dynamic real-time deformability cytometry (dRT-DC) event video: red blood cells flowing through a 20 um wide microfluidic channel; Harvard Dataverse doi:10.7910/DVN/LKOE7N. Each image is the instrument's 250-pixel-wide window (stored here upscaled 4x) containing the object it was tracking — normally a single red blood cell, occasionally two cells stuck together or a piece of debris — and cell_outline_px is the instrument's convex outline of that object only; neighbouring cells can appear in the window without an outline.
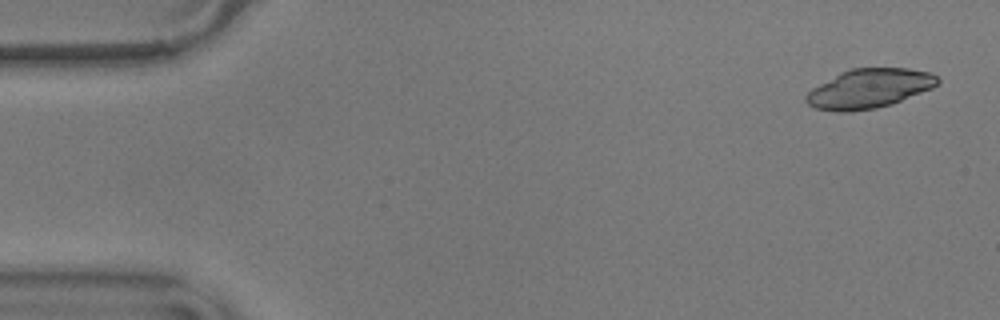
{"species": "common noctule bat (a hibernating species)", "species_latin": "Nyctalus noctula", "temperature_condition": "warm", "stored_images_in_passage": 56, "camera_frame_rate_fps": 3000, "um_per_image_px": 0.085, "animal": {"sex": "male", "body_mass_g": 17.9}, "frame": {"image": 1, "passage_image": 3, "time_ms": 0.667, "image_size_px": [1000, 320], "cell_outline_px": [[940, 80], [932, 88], [892, 104], [876, 108], [848, 112], [836, 112], [816, 108], [808, 104], [804, 100], [804, 96], [812, 88], [840, 72], [852, 68], [908, 68], [932, 72]], "centroid_in_image_um": [73.86, 7.53], "position_along_channel_um": 11.1, "area_um2": 30.17}}